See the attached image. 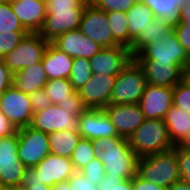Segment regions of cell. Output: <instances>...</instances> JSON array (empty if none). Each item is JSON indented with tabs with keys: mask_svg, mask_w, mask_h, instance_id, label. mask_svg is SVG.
<instances>
[{
	"mask_svg": "<svg viewBox=\"0 0 190 190\" xmlns=\"http://www.w3.org/2000/svg\"><path fill=\"white\" fill-rule=\"evenodd\" d=\"M52 190H71L68 181L60 182L52 186Z\"/></svg>",
	"mask_w": 190,
	"mask_h": 190,
	"instance_id": "52",
	"label": "cell"
},
{
	"mask_svg": "<svg viewBox=\"0 0 190 190\" xmlns=\"http://www.w3.org/2000/svg\"><path fill=\"white\" fill-rule=\"evenodd\" d=\"M98 157L92 140L81 138L70 157L75 171H80L91 160Z\"/></svg>",
	"mask_w": 190,
	"mask_h": 190,
	"instance_id": "32",
	"label": "cell"
},
{
	"mask_svg": "<svg viewBox=\"0 0 190 190\" xmlns=\"http://www.w3.org/2000/svg\"><path fill=\"white\" fill-rule=\"evenodd\" d=\"M167 190H190V183L183 180H178Z\"/></svg>",
	"mask_w": 190,
	"mask_h": 190,
	"instance_id": "49",
	"label": "cell"
},
{
	"mask_svg": "<svg viewBox=\"0 0 190 190\" xmlns=\"http://www.w3.org/2000/svg\"><path fill=\"white\" fill-rule=\"evenodd\" d=\"M21 187H25L26 190H52V187L40 184L37 179V172L34 168H26L21 182Z\"/></svg>",
	"mask_w": 190,
	"mask_h": 190,
	"instance_id": "42",
	"label": "cell"
},
{
	"mask_svg": "<svg viewBox=\"0 0 190 190\" xmlns=\"http://www.w3.org/2000/svg\"><path fill=\"white\" fill-rule=\"evenodd\" d=\"M81 33L102 47H114L120 45L112 34L105 11L96 7L93 3L87 4L79 26Z\"/></svg>",
	"mask_w": 190,
	"mask_h": 190,
	"instance_id": "10",
	"label": "cell"
},
{
	"mask_svg": "<svg viewBox=\"0 0 190 190\" xmlns=\"http://www.w3.org/2000/svg\"><path fill=\"white\" fill-rule=\"evenodd\" d=\"M27 167L18 157V129L15 133L0 138V185L20 186Z\"/></svg>",
	"mask_w": 190,
	"mask_h": 190,
	"instance_id": "7",
	"label": "cell"
},
{
	"mask_svg": "<svg viewBox=\"0 0 190 190\" xmlns=\"http://www.w3.org/2000/svg\"><path fill=\"white\" fill-rule=\"evenodd\" d=\"M172 143L177 146L190 133V114L173 105L163 118Z\"/></svg>",
	"mask_w": 190,
	"mask_h": 190,
	"instance_id": "25",
	"label": "cell"
},
{
	"mask_svg": "<svg viewBox=\"0 0 190 190\" xmlns=\"http://www.w3.org/2000/svg\"><path fill=\"white\" fill-rule=\"evenodd\" d=\"M128 141L138 158L155 155L175 147L163 119H146Z\"/></svg>",
	"mask_w": 190,
	"mask_h": 190,
	"instance_id": "2",
	"label": "cell"
},
{
	"mask_svg": "<svg viewBox=\"0 0 190 190\" xmlns=\"http://www.w3.org/2000/svg\"><path fill=\"white\" fill-rule=\"evenodd\" d=\"M184 78L189 82L190 84V68L187 69L186 72H184Z\"/></svg>",
	"mask_w": 190,
	"mask_h": 190,
	"instance_id": "53",
	"label": "cell"
},
{
	"mask_svg": "<svg viewBox=\"0 0 190 190\" xmlns=\"http://www.w3.org/2000/svg\"><path fill=\"white\" fill-rule=\"evenodd\" d=\"M17 129L8 120V118L0 111V138L15 133Z\"/></svg>",
	"mask_w": 190,
	"mask_h": 190,
	"instance_id": "48",
	"label": "cell"
},
{
	"mask_svg": "<svg viewBox=\"0 0 190 190\" xmlns=\"http://www.w3.org/2000/svg\"><path fill=\"white\" fill-rule=\"evenodd\" d=\"M50 153L47 133L30 126L18 129V157L27 168L37 166Z\"/></svg>",
	"mask_w": 190,
	"mask_h": 190,
	"instance_id": "8",
	"label": "cell"
},
{
	"mask_svg": "<svg viewBox=\"0 0 190 190\" xmlns=\"http://www.w3.org/2000/svg\"><path fill=\"white\" fill-rule=\"evenodd\" d=\"M138 1L139 0H93V4L105 12H110V11L127 12Z\"/></svg>",
	"mask_w": 190,
	"mask_h": 190,
	"instance_id": "37",
	"label": "cell"
},
{
	"mask_svg": "<svg viewBox=\"0 0 190 190\" xmlns=\"http://www.w3.org/2000/svg\"><path fill=\"white\" fill-rule=\"evenodd\" d=\"M44 91L55 105L69 99L77 92L69 79L48 80L44 86Z\"/></svg>",
	"mask_w": 190,
	"mask_h": 190,
	"instance_id": "30",
	"label": "cell"
},
{
	"mask_svg": "<svg viewBox=\"0 0 190 190\" xmlns=\"http://www.w3.org/2000/svg\"><path fill=\"white\" fill-rule=\"evenodd\" d=\"M99 190H133V178L104 177L98 184Z\"/></svg>",
	"mask_w": 190,
	"mask_h": 190,
	"instance_id": "38",
	"label": "cell"
},
{
	"mask_svg": "<svg viewBox=\"0 0 190 190\" xmlns=\"http://www.w3.org/2000/svg\"><path fill=\"white\" fill-rule=\"evenodd\" d=\"M48 79L42 62L26 67L13 74L12 85L19 91L30 95L31 93L44 89Z\"/></svg>",
	"mask_w": 190,
	"mask_h": 190,
	"instance_id": "23",
	"label": "cell"
},
{
	"mask_svg": "<svg viewBox=\"0 0 190 190\" xmlns=\"http://www.w3.org/2000/svg\"><path fill=\"white\" fill-rule=\"evenodd\" d=\"M179 149L190 151V133L177 145Z\"/></svg>",
	"mask_w": 190,
	"mask_h": 190,
	"instance_id": "51",
	"label": "cell"
},
{
	"mask_svg": "<svg viewBox=\"0 0 190 190\" xmlns=\"http://www.w3.org/2000/svg\"><path fill=\"white\" fill-rule=\"evenodd\" d=\"M130 50L122 45L103 47L89 59L93 75L117 76L133 59Z\"/></svg>",
	"mask_w": 190,
	"mask_h": 190,
	"instance_id": "13",
	"label": "cell"
},
{
	"mask_svg": "<svg viewBox=\"0 0 190 190\" xmlns=\"http://www.w3.org/2000/svg\"><path fill=\"white\" fill-rule=\"evenodd\" d=\"M80 116H72L58 105H49L44 110L35 112L30 127L44 133L62 130L79 131Z\"/></svg>",
	"mask_w": 190,
	"mask_h": 190,
	"instance_id": "12",
	"label": "cell"
},
{
	"mask_svg": "<svg viewBox=\"0 0 190 190\" xmlns=\"http://www.w3.org/2000/svg\"><path fill=\"white\" fill-rule=\"evenodd\" d=\"M73 60L74 58L50 42L41 61L47 79H69Z\"/></svg>",
	"mask_w": 190,
	"mask_h": 190,
	"instance_id": "22",
	"label": "cell"
},
{
	"mask_svg": "<svg viewBox=\"0 0 190 190\" xmlns=\"http://www.w3.org/2000/svg\"><path fill=\"white\" fill-rule=\"evenodd\" d=\"M176 154L180 180L190 183V151L179 149L176 146Z\"/></svg>",
	"mask_w": 190,
	"mask_h": 190,
	"instance_id": "40",
	"label": "cell"
},
{
	"mask_svg": "<svg viewBox=\"0 0 190 190\" xmlns=\"http://www.w3.org/2000/svg\"><path fill=\"white\" fill-rule=\"evenodd\" d=\"M139 105L146 119H163L173 106V88L147 84Z\"/></svg>",
	"mask_w": 190,
	"mask_h": 190,
	"instance_id": "16",
	"label": "cell"
},
{
	"mask_svg": "<svg viewBox=\"0 0 190 190\" xmlns=\"http://www.w3.org/2000/svg\"><path fill=\"white\" fill-rule=\"evenodd\" d=\"M179 21H189L190 20V6L182 7L179 11Z\"/></svg>",
	"mask_w": 190,
	"mask_h": 190,
	"instance_id": "50",
	"label": "cell"
},
{
	"mask_svg": "<svg viewBox=\"0 0 190 190\" xmlns=\"http://www.w3.org/2000/svg\"><path fill=\"white\" fill-rule=\"evenodd\" d=\"M146 85L144 71L133 58L116 76L111 104H139Z\"/></svg>",
	"mask_w": 190,
	"mask_h": 190,
	"instance_id": "4",
	"label": "cell"
},
{
	"mask_svg": "<svg viewBox=\"0 0 190 190\" xmlns=\"http://www.w3.org/2000/svg\"><path fill=\"white\" fill-rule=\"evenodd\" d=\"M190 6V0H184L182 7H189Z\"/></svg>",
	"mask_w": 190,
	"mask_h": 190,
	"instance_id": "54",
	"label": "cell"
},
{
	"mask_svg": "<svg viewBox=\"0 0 190 190\" xmlns=\"http://www.w3.org/2000/svg\"><path fill=\"white\" fill-rule=\"evenodd\" d=\"M173 31V24L166 22L164 19L155 17L149 23V25L138 34V36L132 41L128 48L134 57L145 46L156 41L159 37H164V34H170Z\"/></svg>",
	"mask_w": 190,
	"mask_h": 190,
	"instance_id": "24",
	"label": "cell"
},
{
	"mask_svg": "<svg viewBox=\"0 0 190 190\" xmlns=\"http://www.w3.org/2000/svg\"><path fill=\"white\" fill-rule=\"evenodd\" d=\"M102 161L106 177L131 179L137 174L138 157L131 149L127 138L119 135L92 140Z\"/></svg>",
	"mask_w": 190,
	"mask_h": 190,
	"instance_id": "1",
	"label": "cell"
},
{
	"mask_svg": "<svg viewBox=\"0 0 190 190\" xmlns=\"http://www.w3.org/2000/svg\"><path fill=\"white\" fill-rule=\"evenodd\" d=\"M9 2H11V0H0V4L9 3Z\"/></svg>",
	"mask_w": 190,
	"mask_h": 190,
	"instance_id": "58",
	"label": "cell"
},
{
	"mask_svg": "<svg viewBox=\"0 0 190 190\" xmlns=\"http://www.w3.org/2000/svg\"><path fill=\"white\" fill-rule=\"evenodd\" d=\"M86 6L83 3L78 8L46 10L45 22L39 34L51 42L65 32L79 29Z\"/></svg>",
	"mask_w": 190,
	"mask_h": 190,
	"instance_id": "11",
	"label": "cell"
},
{
	"mask_svg": "<svg viewBox=\"0 0 190 190\" xmlns=\"http://www.w3.org/2000/svg\"><path fill=\"white\" fill-rule=\"evenodd\" d=\"M12 190H26V188L21 187V186H16V187H13Z\"/></svg>",
	"mask_w": 190,
	"mask_h": 190,
	"instance_id": "55",
	"label": "cell"
},
{
	"mask_svg": "<svg viewBox=\"0 0 190 190\" xmlns=\"http://www.w3.org/2000/svg\"><path fill=\"white\" fill-rule=\"evenodd\" d=\"M84 177L92 184L98 186L99 182L105 177V169L99 157L94 158L83 169L80 170Z\"/></svg>",
	"mask_w": 190,
	"mask_h": 190,
	"instance_id": "36",
	"label": "cell"
},
{
	"mask_svg": "<svg viewBox=\"0 0 190 190\" xmlns=\"http://www.w3.org/2000/svg\"><path fill=\"white\" fill-rule=\"evenodd\" d=\"M79 133L88 140L119 136L104 109H87L80 115Z\"/></svg>",
	"mask_w": 190,
	"mask_h": 190,
	"instance_id": "18",
	"label": "cell"
},
{
	"mask_svg": "<svg viewBox=\"0 0 190 190\" xmlns=\"http://www.w3.org/2000/svg\"><path fill=\"white\" fill-rule=\"evenodd\" d=\"M93 76L91 64L87 58H74L70 72L69 81L74 90L78 91Z\"/></svg>",
	"mask_w": 190,
	"mask_h": 190,
	"instance_id": "31",
	"label": "cell"
},
{
	"mask_svg": "<svg viewBox=\"0 0 190 190\" xmlns=\"http://www.w3.org/2000/svg\"><path fill=\"white\" fill-rule=\"evenodd\" d=\"M82 4L81 0H46V10L78 8Z\"/></svg>",
	"mask_w": 190,
	"mask_h": 190,
	"instance_id": "45",
	"label": "cell"
},
{
	"mask_svg": "<svg viewBox=\"0 0 190 190\" xmlns=\"http://www.w3.org/2000/svg\"><path fill=\"white\" fill-rule=\"evenodd\" d=\"M11 8L28 33H39L46 18V0H11Z\"/></svg>",
	"mask_w": 190,
	"mask_h": 190,
	"instance_id": "21",
	"label": "cell"
},
{
	"mask_svg": "<svg viewBox=\"0 0 190 190\" xmlns=\"http://www.w3.org/2000/svg\"><path fill=\"white\" fill-rule=\"evenodd\" d=\"M30 100L33 107V112L44 110L49 105H52L50 97L45 93L44 89L37 90L30 94Z\"/></svg>",
	"mask_w": 190,
	"mask_h": 190,
	"instance_id": "44",
	"label": "cell"
},
{
	"mask_svg": "<svg viewBox=\"0 0 190 190\" xmlns=\"http://www.w3.org/2000/svg\"><path fill=\"white\" fill-rule=\"evenodd\" d=\"M173 105L190 114V84L185 78L173 87Z\"/></svg>",
	"mask_w": 190,
	"mask_h": 190,
	"instance_id": "34",
	"label": "cell"
},
{
	"mask_svg": "<svg viewBox=\"0 0 190 190\" xmlns=\"http://www.w3.org/2000/svg\"><path fill=\"white\" fill-rule=\"evenodd\" d=\"M0 190H12L11 187H5L0 185Z\"/></svg>",
	"mask_w": 190,
	"mask_h": 190,
	"instance_id": "56",
	"label": "cell"
},
{
	"mask_svg": "<svg viewBox=\"0 0 190 190\" xmlns=\"http://www.w3.org/2000/svg\"><path fill=\"white\" fill-rule=\"evenodd\" d=\"M0 111L16 129L30 126L34 114L30 95L13 85L0 95Z\"/></svg>",
	"mask_w": 190,
	"mask_h": 190,
	"instance_id": "9",
	"label": "cell"
},
{
	"mask_svg": "<svg viewBox=\"0 0 190 190\" xmlns=\"http://www.w3.org/2000/svg\"><path fill=\"white\" fill-rule=\"evenodd\" d=\"M135 60L142 67L147 84L173 88L184 78V71L175 64L157 63L154 59Z\"/></svg>",
	"mask_w": 190,
	"mask_h": 190,
	"instance_id": "20",
	"label": "cell"
},
{
	"mask_svg": "<svg viewBox=\"0 0 190 190\" xmlns=\"http://www.w3.org/2000/svg\"><path fill=\"white\" fill-rule=\"evenodd\" d=\"M26 31L11 8V3L0 4V33Z\"/></svg>",
	"mask_w": 190,
	"mask_h": 190,
	"instance_id": "33",
	"label": "cell"
},
{
	"mask_svg": "<svg viewBox=\"0 0 190 190\" xmlns=\"http://www.w3.org/2000/svg\"><path fill=\"white\" fill-rule=\"evenodd\" d=\"M116 76L96 74L78 90L88 109H105L111 104Z\"/></svg>",
	"mask_w": 190,
	"mask_h": 190,
	"instance_id": "14",
	"label": "cell"
},
{
	"mask_svg": "<svg viewBox=\"0 0 190 190\" xmlns=\"http://www.w3.org/2000/svg\"><path fill=\"white\" fill-rule=\"evenodd\" d=\"M13 73L7 65L0 59V95L12 86Z\"/></svg>",
	"mask_w": 190,
	"mask_h": 190,
	"instance_id": "46",
	"label": "cell"
},
{
	"mask_svg": "<svg viewBox=\"0 0 190 190\" xmlns=\"http://www.w3.org/2000/svg\"><path fill=\"white\" fill-rule=\"evenodd\" d=\"M27 31H12L0 33V59L10 53L27 35Z\"/></svg>",
	"mask_w": 190,
	"mask_h": 190,
	"instance_id": "35",
	"label": "cell"
},
{
	"mask_svg": "<svg viewBox=\"0 0 190 190\" xmlns=\"http://www.w3.org/2000/svg\"><path fill=\"white\" fill-rule=\"evenodd\" d=\"M108 23L112 29L113 38L122 46L129 48V29L126 12H106Z\"/></svg>",
	"mask_w": 190,
	"mask_h": 190,
	"instance_id": "29",
	"label": "cell"
},
{
	"mask_svg": "<svg viewBox=\"0 0 190 190\" xmlns=\"http://www.w3.org/2000/svg\"><path fill=\"white\" fill-rule=\"evenodd\" d=\"M85 4H91L93 3V0H81Z\"/></svg>",
	"mask_w": 190,
	"mask_h": 190,
	"instance_id": "57",
	"label": "cell"
},
{
	"mask_svg": "<svg viewBox=\"0 0 190 190\" xmlns=\"http://www.w3.org/2000/svg\"><path fill=\"white\" fill-rule=\"evenodd\" d=\"M133 190H167L154 182L141 179L137 174L133 177Z\"/></svg>",
	"mask_w": 190,
	"mask_h": 190,
	"instance_id": "47",
	"label": "cell"
},
{
	"mask_svg": "<svg viewBox=\"0 0 190 190\" xmlns=\"http://www.w3.org/2000/svg\"><path fill=\"white\" fill-rule=\"evenodd\" d=\"M137 175L163 188L171 187L180 180L176 146L155 155L138 158Z\"/></svg>",
	"mask_w": 190,
	"mask_h": 190,
	"instance_id": "3",
	"label": "cell"
},
{
	"mask_svg": "<svg viewBox=\"0 0 190 190\" xmlns=\"http://www.w3.org/2000/svg\"><path fill=\"white\" fill-rule=\"evenodd\" d=\"M129 29V47L140 32L145 30L150 21L156 16L144 2L138 1L126 12Z\"/></svg>",
	"mask_w": 190,
	"mask_h": 190,
	"instance_id": "26",
	"label": "cell"
},
{
	"mask_svg": "<svg viewBox=\"0 0 190 190\" xmlns=\"http://www.w3.org/2000/svg\"><path fill=\"white\" fill-rule=\"evenodd\" d=\"M63 110H67L72 116H80L88 108L85 106L83 99L80 97L78 91L69 99L58 104Z\"/></svg>",
	"mask_w": 190,
	"mask_h": 190,
	"instance_id": "39",
	"label": "cell"
},
{
	"mask_svg": "<svg viewBox=\"0 0 190 190\" xmlns=\"http://www.w3.org/2000/svg\"><path fill=\"white\" fill-rule=\"evenodd\" d=\"M173 31L175 32L180 44L190 56V20L179 21L178 23L174 24Z\"/></svg>",
	"mask_w": 190,
	"mask_h": 190,
	"instance_id": "41",
	"label": "cell"
},
{
	"mask_svg": "<svg viewBox=\"0 0 190 190\" xmlns=\"http://www.w3.org/2000/svg\"><path fill=\"white\" fill-rule=\"evenodd\" d=\"M149 6L156 17L164 19L173 25L179 22V11L184 0H139Z\"/></svg>",
	"mask_w": 190,
	"mask_h": 190,
	"instance_id": "28",
	"label": "cell"
},
{
	"mask_svg": "<svg viewBox=\"0 0 190 190\" xmlns=\"http://www.w3.org/2000/svg\"><path fill=\"white\" fill-rule=\"evenodd\" d=\"M37 172L40 184L52 187L57 183L67 181L75 172L70 158L50 153L37 166L33 167Z\"/></svg>",
	"mask_w": 190,
	"mask_h": 190,
	"instance_id": "17",
	"label": "cell"
},
{
	"mask_svg": "<svg viewBox=\"0 0 190 190\" xmlns=\"http://www.w3.org/2000/svg\"><path fill=\"white\" fill-rule=\"evenodd\" d=\"M49 43L39 33H28L16 48L1 60L14 74L26 67L41 62Z\"/></svg>",
	"mask_w": 190,
	"mask_h": 190,
	"instance_id": "6",
	"label": "cell"
},
{
	"mask_svg": "<svg viewBox=\"0 0 190 190\" xmlns=\"http://www.w3.org/2000/svg\"><path fill=\"white\" fill-rule=\"evenodd\" d=\"M67 181L71 190H99L98 186L87 180L81 171H75Z\"/></svg>",
	"mask_w": 190,
	"mask_h": 190,
	"instance_id": "43",
	"label": "cell"
},
{
	"mask_svg": "<svg viewBox=\"0 0 190 190\" xmlns=\"http://www.w3.org/2000/svg\"><path fill=\"white\" fill-rule=\"evenodd\" d=\"M134 59H154L157 63L175 64L184 72L190 68V56L178 41L174 31L145 46Z\"/></svg>",
	"mask_w": 190,
	"mask_h": 190,
	"instance_id": "5",
	"label": "cell"
},
{
	"mask_svg": "<svg viewBox=\"0 0 190 190\" xmlns=\"http://www.w3.org/2000/svg\"><path fill=\"white\" fill-rule=\"evenodd\" d=\"M104 111L118 135L127 139L146 120L139 104H109Z\"/></svg>",
	"mask_w": 190,
	"mask_h": 190,
	"instance_id": "15",
	"label": "cell"
},
{
	"mask_svg": "<svg viewBox=\"0 0 190 190\" xmlns=\"http://www.w3.org/2000/svg\"><path fill=\"white\" fill-rule=\"evenodd\" d=\"M48 139L52 154L70 158L81 139V135L79 131L62 130L48 133Z\"/></svg>",
	"mask_w": 190,
	"mask_h": 190,
	"instance_id": "27",
	"label": "cell"
},
{
	"mask_svg": "<svg viewBox=\"0 0 190 190\" xmlns=\"http://www.w3.org/2000/svg\"><path fill=\"white\" fill-rule=\"evenodd\" d=\"M51 43L72 58H92L103 47L80 32L79 29L70 30L56 37Z\"/></svg>",
	"mask_w": 190,
	"mask_h": 190,
	"instance_id": "19",
	"label": "cell"
}]
</instances>
